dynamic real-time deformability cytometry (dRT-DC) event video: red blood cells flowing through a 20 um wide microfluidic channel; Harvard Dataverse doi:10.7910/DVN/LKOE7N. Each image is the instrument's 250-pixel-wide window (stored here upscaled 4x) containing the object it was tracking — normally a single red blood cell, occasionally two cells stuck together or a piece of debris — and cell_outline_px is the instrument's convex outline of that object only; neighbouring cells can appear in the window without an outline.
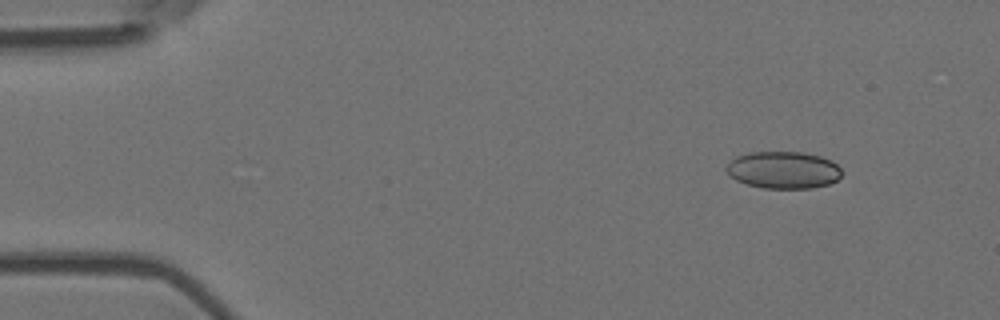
{"species": "Egyptian fruit bat (a non-hibernating species)", "species_latin": "Rousettus aegyptiacus", "temperature_condition": "room temperature", "stored_images_in_passage": 4, "camera_frame_rate_fps": 3000, "um_per_image_px": 0.085, "animal": {"sex": "female"}, "frame": {"image": 1, "passage_image": 1, "time_ms": 0.0, "image_size_px": [1000, 320], "cell_outline_px": [[840, 176], [836, 180], [828, 184], [812, 188], [764, 188], [748, 184], [736, 180], [724, 168], [736, 156], [748, 152], [804, 152], [820, 156], [832, 160], [840, 168]], "centroid_in_image_um": [66.59, 14.44], "position_along_channel_um": 18.4, "area_um2": 24.85}}
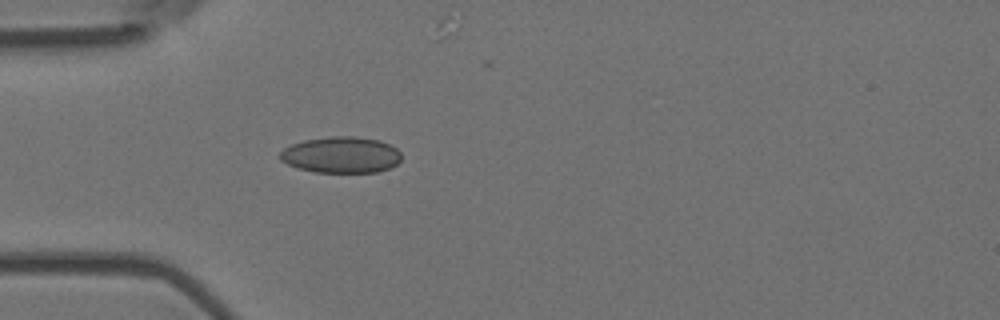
{"frame": {"image": 2, "passage_image": 4, "time_ms": 1.0, "image_size_px": [1000, 320], "cell_outline_px": [[400, 160], [396, 164], [388, 168], [376, 172], [316, 172], [296, 168], [280, 160], [280, 152], [284, 148], [292, 144], [304, 140], [332, 136], [352, 136], [380, 140], [396, 148], [400, 152]], "centroid_in_image_um": [28.98, 13.16], "position_along_channel_um": 56.0, "area_um2": 25.55}}